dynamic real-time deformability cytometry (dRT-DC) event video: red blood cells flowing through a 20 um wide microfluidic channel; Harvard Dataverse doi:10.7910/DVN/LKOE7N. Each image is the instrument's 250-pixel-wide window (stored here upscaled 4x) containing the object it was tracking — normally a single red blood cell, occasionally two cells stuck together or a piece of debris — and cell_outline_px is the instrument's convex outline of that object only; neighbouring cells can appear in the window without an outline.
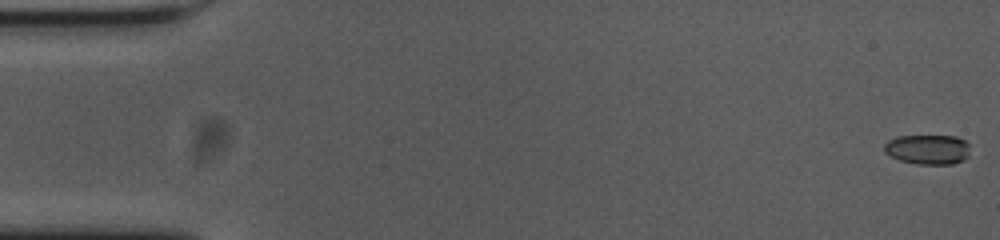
{"species": "common noctule bat (a hibernating species)", "species_latin": "Nyctalus noctula", "temperature_condition": "cold", "stored_images_in_passage": 50, "camera_frame_rate_fps": 3000, "um_per_image_px": 0.085, "animal": {"sex": "female", "body_mass_g": 23.0, "forearm_length_mm": 53.4}, "frame": {"image": 1, "passage_image": 1, "time_ms": 0.0, "image_size_px": [1000, 240], "cell_outline_px": [[968, 156], [964, 160], [952, 164], [916, 164], [900, 160], [884, 152], [884, 144], [888, 140], [896, 136], [956, 136], [964, 140], [968, 144]], "centroid_in_image_um": [78.85, 12.7], "position_along_channel_um": 6.1, "area_um2": 14.91}}
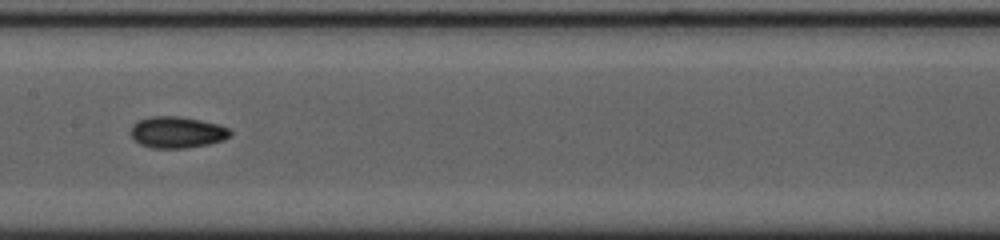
{"frame": {"image": 2, "passage_image": 28, "time_ms": 9.0, "image_size_px": [1000, 240], "cell_outline_px": [[232, 136], [224, 140], [208, 144], [184, 148], [152, 148], [140, 144], [128, 132], [132, 124], [148, 116], [180, 116], [220, 124], [228, 128], [232, 132]], "centroid_in_image_um": [15.06, 11.23], "position_along_channel_um": 192.3, "area_um2": 18.44}}
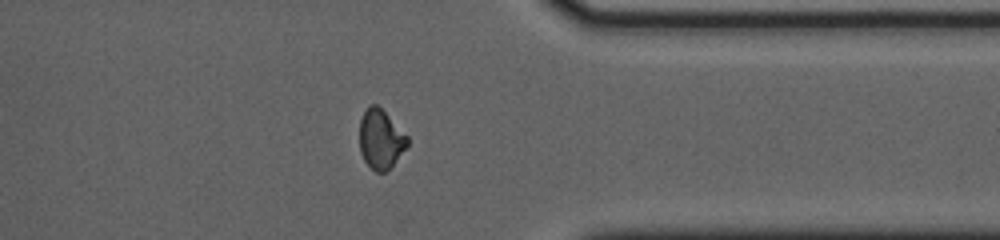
{"frame": {"image": 3, "passage_image": 44, "time_ms": 14.333, "image_size_px": [1000, 240], "cell_outline_px": [[408, 144], [392, 164], [384, 172], [376, 172], [364, 160], [360, 152], [360, 120], [368, 104], [376, 104], [408, 136]], "centroid_in_image_um": [32.33, 11.81], "position_along_channel_um": 379.1, "area_um2": 16.13}, "authors_computed_cell_mechanics": {"area_um2": 16.9643, "velocity_mm_per_s": 3.6817, "shape_relaxation_time_tau1_ms": 3.8092, "shape_relaxation_time_tau2_ms": 2.9734, "deformation_change_tau1": 0.1309, "deformation_change_tau2": 0.0718}}